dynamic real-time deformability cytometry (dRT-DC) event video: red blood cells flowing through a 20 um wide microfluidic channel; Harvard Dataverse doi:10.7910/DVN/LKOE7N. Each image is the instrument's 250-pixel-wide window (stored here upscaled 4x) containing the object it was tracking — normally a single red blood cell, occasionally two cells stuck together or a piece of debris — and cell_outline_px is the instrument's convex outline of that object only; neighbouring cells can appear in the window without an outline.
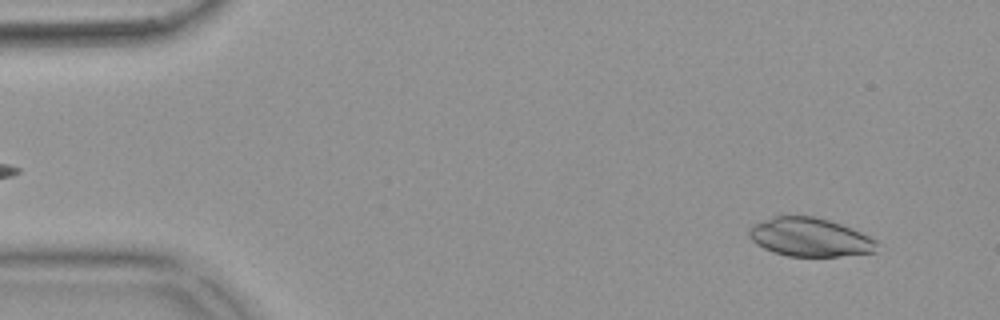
{"species": "common noctule bat (a hibernating species)", "species_latin": "Nyctalus noctula", "temperature_condition": "warm", "stored_images_in_passage": 54, "camera_frame_rate_fps": 3000, "um_per_image_px": 0.085, "animal": {"sex": "female", "body_mass_g": 18.4}, "frame": {"image": 1, "passage_image": 4, "time_ms": 1.0, "image_size_px": [1000, 320], "cell_outline_px": [[876, 252], [836, 256], [788, 256], [772, 252], [756, 244], [748, 236], [748, 228], [752, 224], [772, 216], [812, 216], [828, 220], [840, 224], [860, 232], [876, 240]], "centroid_in_image_um": [68.77, 20.16], "position_along_channel_um": 16.2, "area_um2": 28.67}}
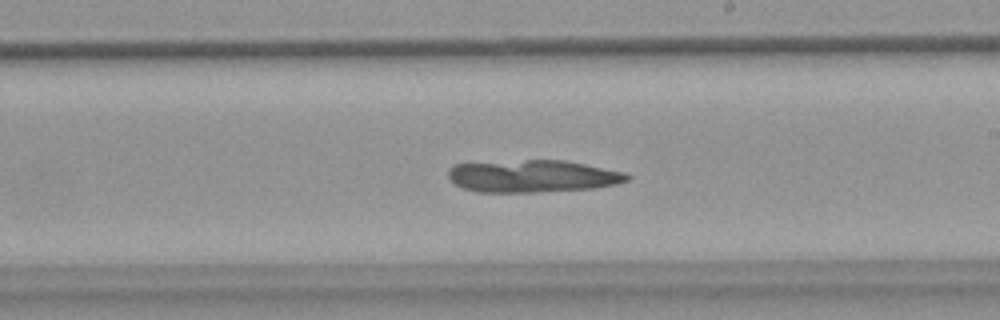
{"frame": {"image": 2, "passage_image": 31, "time_ms": 10.0, "image_size_px": [1000, 320], "cell_outline_px": [[632, 176], [628, 180], [616, 184], [596, 188], [536, 192], [476, 192], [464, 188], [456, 184], [448, 176], [448, 168], [456, 164], [528, 160], [564, 160], [624, 172]], "centroid_in_image_um": [45.29, 14.98], "position_along_channel_um": 243.7, "area_um2": 33.52}}
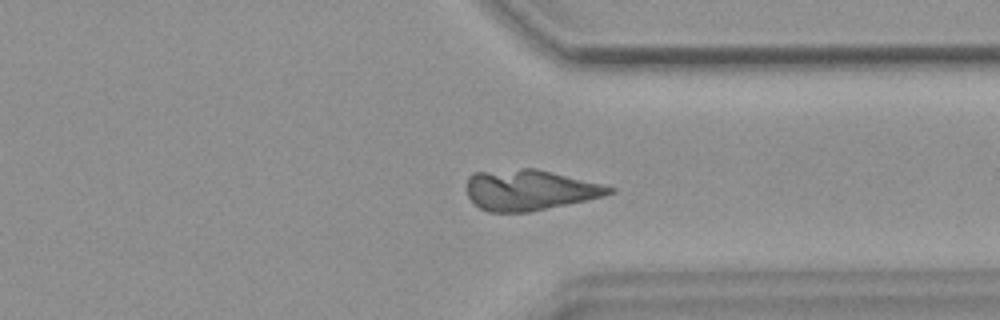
{"frame": {"image": 3, "passage_image": 41, "time_ms": 13.333, "image_size_px": [1000, 320], "cell_outline_px": [[616, 192], [604, 196], [528, 212], [488, 212], [480, 208], [468, 196], [468, 176], [472, 172], [520, 168], [536, 168], [616, 188]], "centroid_in_image_um": [44.99, 16.14], "position_along_channel_um": 366.4, "area_um2": 33.47}}